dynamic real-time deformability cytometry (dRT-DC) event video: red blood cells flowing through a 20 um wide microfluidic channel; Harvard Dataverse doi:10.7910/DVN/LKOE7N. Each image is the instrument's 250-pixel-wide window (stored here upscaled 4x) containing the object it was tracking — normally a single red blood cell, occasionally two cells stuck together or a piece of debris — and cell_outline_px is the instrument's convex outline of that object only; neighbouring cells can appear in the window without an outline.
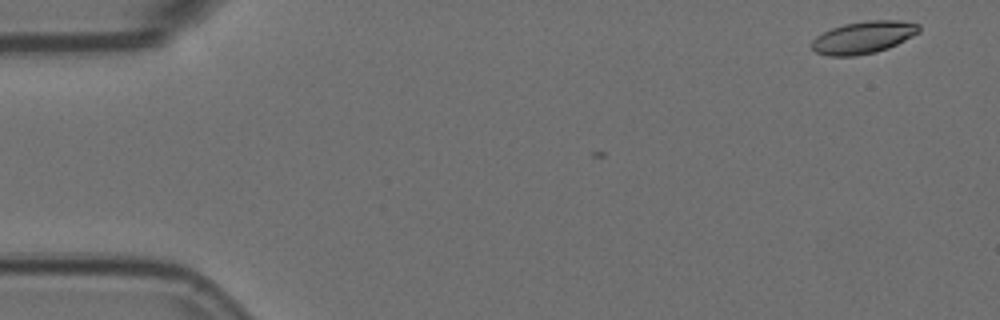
{"species": "Egyptian fruit bat (a non-hibernating species)", "species_latin": "Rousettus aegyptiacus", "temperature_condition": "room temperature", "stored_images_in_passage": 3, "camera_frame_rate_fps": 3000, "um_per_image_px": 0.085, "animal": {"sex": "female"}, "frame": {"image": 1, "passage_image": 1, "time_ms": 0.0, "image_size_px": [1000, 320], "cell_outline_px": [[920, 32], [888, 48], [876, 52], [852, 56], [828, 56], [816, 52], [812, 48], [812, 40], [816, 36], [832, 28], [844, 24], [864, 20], [896, 20], [920, 24]], "centroid_in_image_um": [73.39, 3.17], "position_along_channel_um": 11.6, "area_um2": 20.11}}